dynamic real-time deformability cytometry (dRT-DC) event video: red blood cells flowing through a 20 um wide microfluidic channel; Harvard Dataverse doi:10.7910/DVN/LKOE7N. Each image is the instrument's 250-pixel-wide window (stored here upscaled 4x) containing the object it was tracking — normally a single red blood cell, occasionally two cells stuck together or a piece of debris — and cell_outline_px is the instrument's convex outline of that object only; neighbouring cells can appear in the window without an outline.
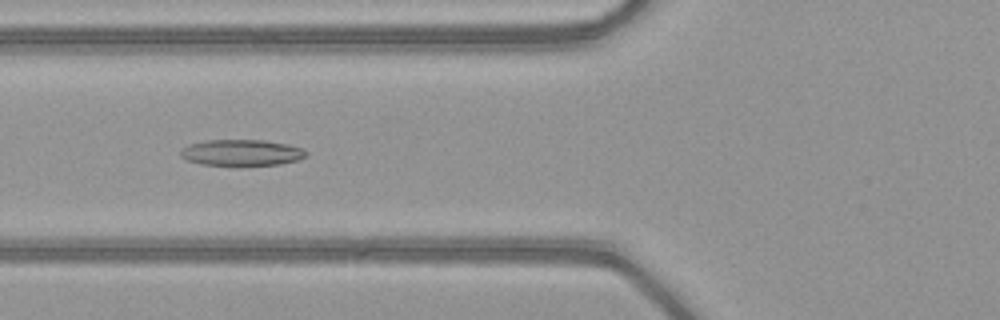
{"species": "common noctule bat (a hibernating species)", "species_latin": "Nyctalus noctula", "temperature_condition": "warm", "stored_images_in_passage": 51, "camera_frame_rate_fps": 3000, "um_per_image_px": 0.085, "animal": {"sex": "female", "body_mass_g": 21.9}, "frame": {"image": 1, "passage_image": 20, "time_ms": 6.333, "image_size_px": [1000, 320], "cell_outline_px": [[308, 156], [300, 160], [280, 164], [240, 168], [236, 168], [200, 164], [188, 160], [180, 156], [180, 148], [188, 144], [208, 140], [264, 140], [288, 144], [300, 148], [308, 152]], "centroid_in_image_um": [20.53, 13.02], "position_along_channel_um": 105.3, "area_um2": 20.17}}
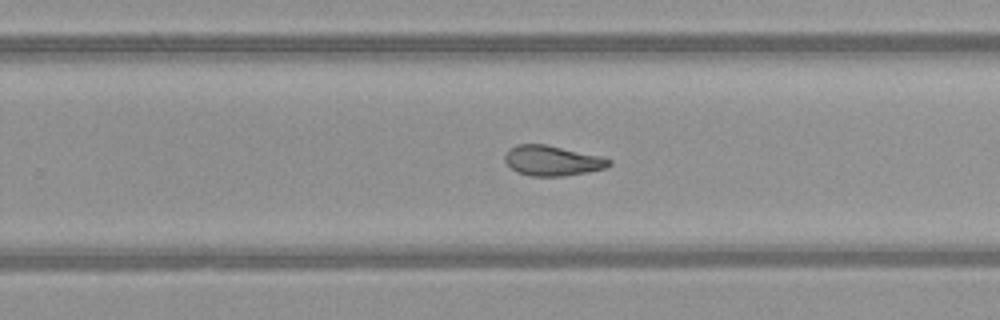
{"frame": {"image": 2, "passage_image": 33, "time_ms": 10.667, "image_size_px": [1000, 320], "cell_outline_px": [[612, 164], [604, 168], [588, 172], [564, 176], [532, 176], [516, 172], [504, 160], [504, 156], [508, 148], [516, 144], [544, 144], [604, 156], [612, 160]], "centroid_in_image_um": [46.96, 13.65], "position_along_channel_um": 282.8, "area_um2": 18.5}}
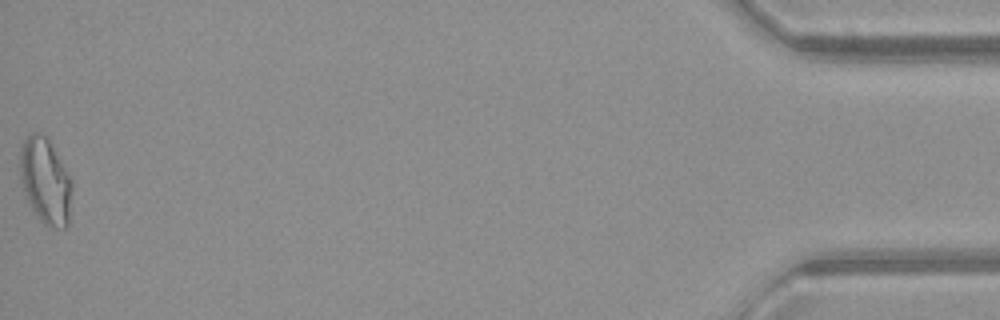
{"frame": {"image": 3, "passage_image": 51, "time_ms": 16.667, "image_size_px": [1000, 320], "cell_outline_px": [[72, 188], [68, 224], [64, 228], [48, 228], [40, 220], [32, 208], [28, 200], [20, 180], [20, 148], [24, 140], [32, 132], [36, 132], [48, 136], [72, 176]], "centroid_in_image_um": [3.89, 15.35], "position_along_channel_um": 431.3, "area_um2": 26.53}, "authors_computed_cell_mechanics": {"area_um2": 20.4034, "velocity_mm_per_s": 4.0935, "shape_relaxation_time_tau1_ms": null, "shape_relaxation_time_tau2_ms": 3.2026, "deformation_change_tau1": null, "deformation_change_tau2": 0.1184}}